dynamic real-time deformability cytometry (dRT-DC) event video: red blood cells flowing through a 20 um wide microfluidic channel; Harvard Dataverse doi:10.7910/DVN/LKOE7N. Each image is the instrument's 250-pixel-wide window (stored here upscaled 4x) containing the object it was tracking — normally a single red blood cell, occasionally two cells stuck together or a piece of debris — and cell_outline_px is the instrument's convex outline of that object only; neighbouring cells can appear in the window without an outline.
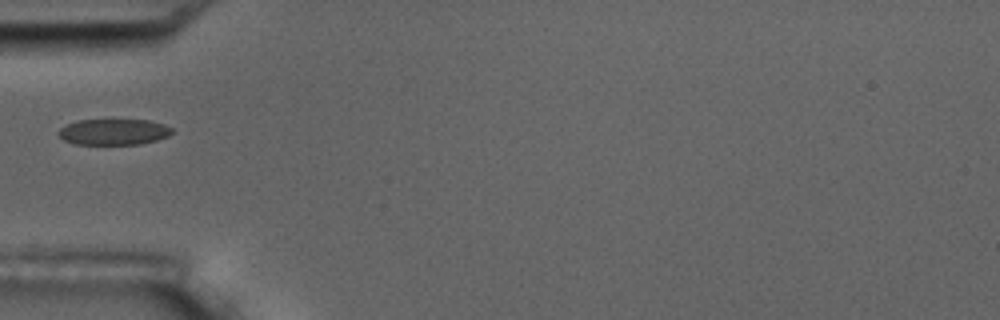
{"species": "common noctule bat (a hibernating species)", "species_latin": "Nyctalus noctula", "temperature_condition": "room temperature", "stored_images_in_passage": 1, "camera_frame_rate_fps": 3000, "um_per_image_px": 0.085, "animal": {"sex": "male", "body_mass_g": 17.5, "forearm_length_mm": 52.3}, "frame": {"image": 1, "passage_image": 1, "time_ms": 0.0, "image_size_px": [1000, 320], "cell_outline_px": [[172, 132], [168, 136], [156, 140], [140, 144], [72, 144], [64, 140], [56, 132], [64, 124], [76, 120], [148, 120], [164, 124], [172, 128]], "centroid_in_image_um": [9.62, 11.21], "position_along_channel_um": 75.4, "area_um2": 17.28}}